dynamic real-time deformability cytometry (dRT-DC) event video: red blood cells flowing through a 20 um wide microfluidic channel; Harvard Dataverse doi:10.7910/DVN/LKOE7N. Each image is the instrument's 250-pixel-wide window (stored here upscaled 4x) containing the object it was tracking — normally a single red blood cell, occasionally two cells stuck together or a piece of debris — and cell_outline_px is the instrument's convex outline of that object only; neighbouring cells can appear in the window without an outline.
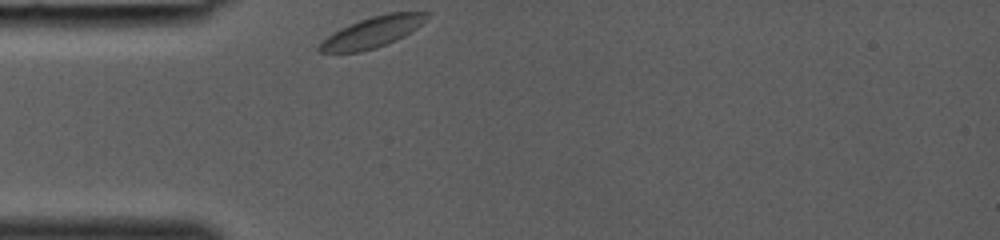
{"species": "common noctule bat (a hibernating species)", "species_latin": "Nyctalus noctula", "temperature_condition": "room temperature", "stored_images_in_passage": 8, "camera_frame_rate_fps": 3000, "um_per_image_px": 0.085, "animal": {"sex": "female", "body_mass_g": 19.0, "forearm_length_mm": 53.3}, "frame": {"image": 1, "passage_image": 1, "time_ms": 0.0, "image_size_px": [1000, 240], "cell_outline_px": [[432, 12], [416, 28], [404, 36], [396, 40], [376, 48], [360, 52], [320, 52], [316, 48], [328, 36], [340, 28], [360, 20], [372, 16], [388, 12]], "centroid_in_image_um": [31.66, 2.73], "position_along_channel_um": 53.3, "area_um2": 19.02}}
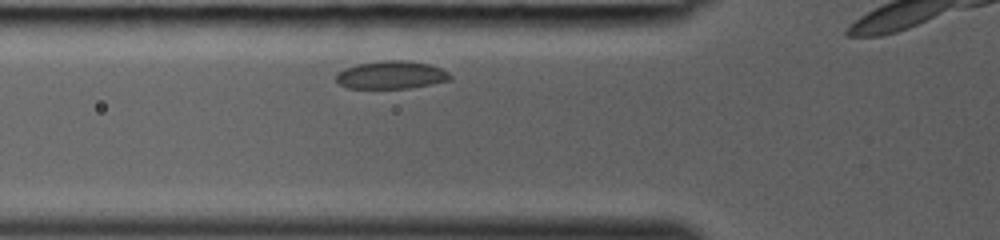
{"frame": {"image": 2, "passage_image": 4, "time_ms": 1.0, "image_size_px": [1000, 240], "cell_outline_px": [[452, 80], [408, 88], [348, 88], [340, 84], [336, 80], [336, 72], [344, 68], [360, 64], [384, 60], [404, 60], [428, 64], [440, 68], [448, 72], [452, 76]], "centroid_in_image_um": [33.25, 6.37], "position_along_channel_um": 92.5, "area_um2": 18.44}}
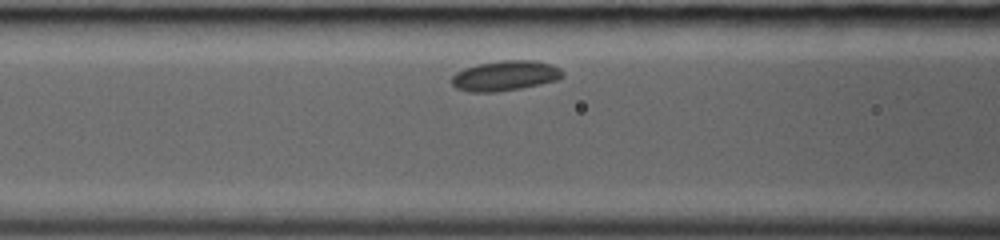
{"frame": {"image": 3, "passage_image": 6, "time_ms": 1.667, "image_size_px": [1000, 240], "cell_outline_px": [[564, 76], [560, 80], [520, 88], [496, 92], [468, 92], [456, 88], [452, 84], [452, 76], [456, 72], [464, 68], [476, 64], [500, 60], [536, 60], [552, 64], [560, 68], [564, 72]], "centroid_in_image_um": [42.96, 6.43], "position_along_channel_um": 123.6, "area_um2": 19.77}}